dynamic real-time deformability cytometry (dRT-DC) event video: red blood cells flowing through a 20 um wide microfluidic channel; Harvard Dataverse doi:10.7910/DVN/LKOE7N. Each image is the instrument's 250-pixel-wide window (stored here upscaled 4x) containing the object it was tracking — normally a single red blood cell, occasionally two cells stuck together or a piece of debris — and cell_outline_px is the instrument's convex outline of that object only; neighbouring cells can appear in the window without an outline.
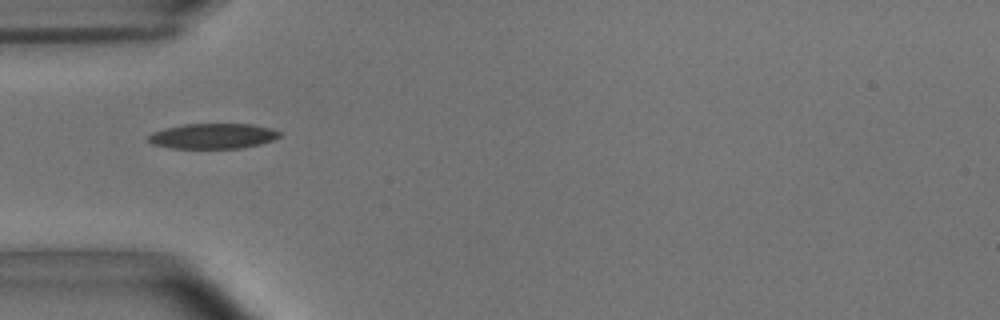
{"species": "common noctule bat (a hibernating species)", "species_latin": "Nyctalus noctula", "temperature_condition": "room temperature", "stored_images_in_passage": 32, "camera_frame_rate_fps": 3000, "um_per_image_px": 0.085, "animal": {"sex": "male", "body_mass_g": 15.6}, "frame": {"image": 1, "passage_image": 1, "time_ms": 0.0, "image_size_px": [1000, 320], "cell_outline_px": [[280, 136], [272, 140], [260, 144], [244, 148], [172, 148], [152, 144], [148, 140], [148, 136], [152, 132], [164, 128], [184, 124], [252, 124], [272, 128], [280, 132]], "centroid_in_image_um": [18.1, 11.56], "position_along_channel_um": 66.9, "area_um2": 19.36}}
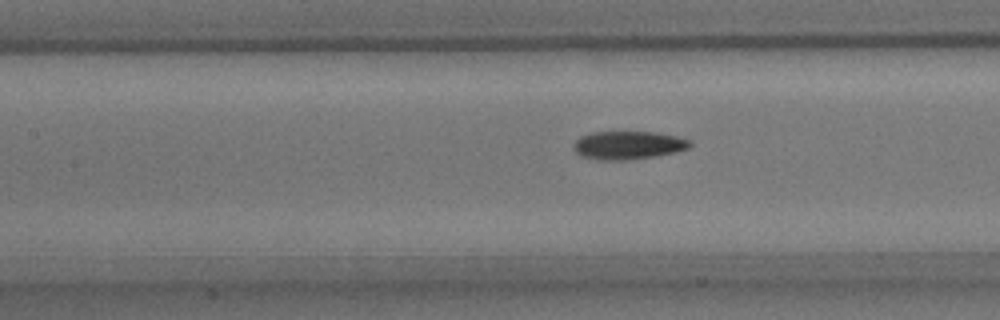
{"frame": {"image": 2, "passage_image": 8, "time_ms": 2.333, "image_size_px": [1000, 320], "cell_outline_px": [[692, 144], [688, 148], [676, 152], [656, 156], [628, 160], [596, 160], [580, 156], [576, 152], [576, 140], [580, 136], [592, 132], [656, 132], [676, 136], [688, 140]], "centroid_in_image_um": [53.4, 12.35], "position_along_channel_um": 154.0, "area_um2": 19.07}}
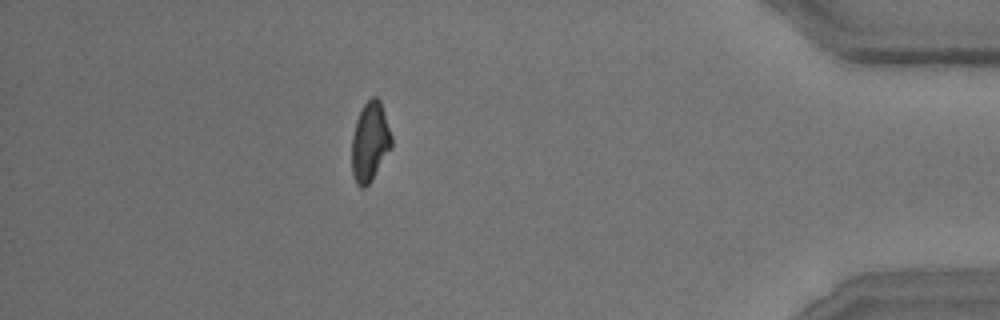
{"frame": {"image": 3, "passage_image": 32, "time_ms": 10.333, "image_size_px": [1000, 320], "cell_outline_px": [[392, 148], [372, 180], [364, 188], [360, 188], [356, 184], [352, 172], [352, 136], [356, 120], [364, 104], [372, 96], [376, 96], [380, 100], [392, 136]], "centroid_in_image_um": [31.45, 12.07], "position_along_channel_um": 403.7, "area_um2": 18.5}, "authors_computed_cell_mechanics": {"area_um2": 18.785, "velocity_mm_per_s": 3.689, "shape_relaxation_time_tau1_ms": 3.659, "shape_relaxation_time_tau2_ms": 2.004, "deformation_change_tau1": 0.1417, "deformation_change_tau2": 0.0882}}